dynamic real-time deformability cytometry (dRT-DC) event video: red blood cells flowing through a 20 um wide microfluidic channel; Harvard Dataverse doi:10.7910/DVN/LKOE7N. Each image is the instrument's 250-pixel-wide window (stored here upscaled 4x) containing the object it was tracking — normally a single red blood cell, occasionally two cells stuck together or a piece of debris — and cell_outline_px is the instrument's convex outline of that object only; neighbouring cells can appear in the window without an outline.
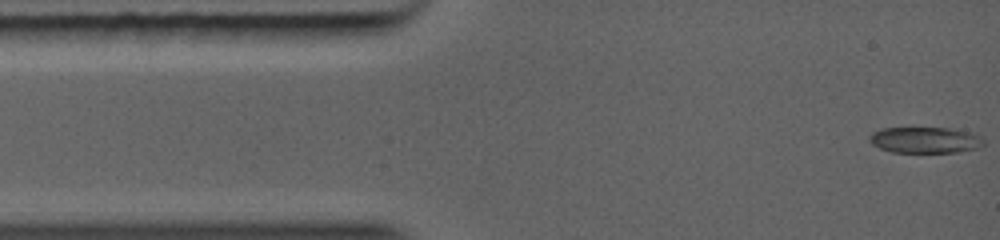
{"species": "common noctule bat (a hibernating species)", "species_latin": "Nyctalus noctula", "temperature_condition": "warm", "stored_images_in_passage": 25, "camera_frame_rate_fps": 5000, "um_per_image_px": 0.085, "animal": {"sex": "female", "body_mass_g": 19.0, "forearm_length_mm": 56.7}, "frame": {"image": 1, "passage_image": 1, "time_ms": 0.0, "image_size_px": [1000, 240], "cell_outline_px": [[984, 144], [980, 148], [956, 152], [892, 152], [880, 148], [872, 144], [868, 140], [868, 136], [872, 132], [880, 128], [948, 128], [968, 132], [984, 140]], "centroid_in_image_um": [78.58, 11.9], "position_along_channel_um": 6.4, "area_um2": 17.28}}
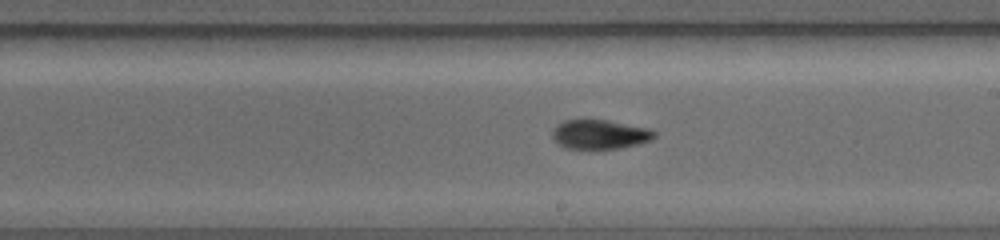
{"frame": {"image": 2, "passage_image": 16, "time_ms": 6.2, "image_size_px": [1000, 240], "cell_outline_px": [[656, 136], [652, 140], [620, 148], [564, 148], [556, 144], [552, 136], [552, 128], [556, 124], [564, 120], [608, 120], [652, 128], [656, 132]], "centroid_in_image_um": [50.98, 11.41], "position_along_channel_um": 238.0, "area_um2": 17.63}}
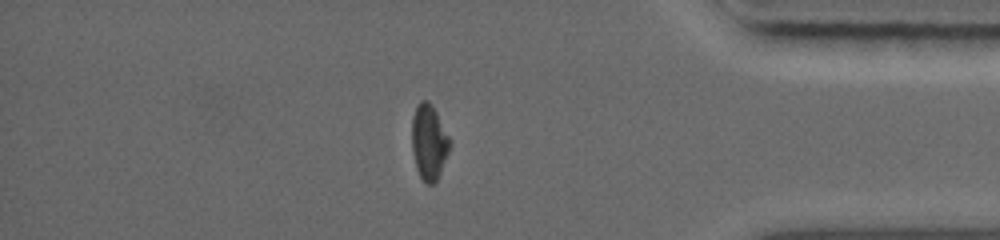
{"frame": {"image": 3, "passage_image": 25, "time_ms": 10.0, "image_size_px": [1000, 240], "cell_outline_px": [[448, 152], [440, 172], [436, 180], [432, 184], [428, 184], [420, 176], [416, 168], [412, 152], [412, 116], [420, 100], [428, 100], [432, 104], [448, 136]], "centroid_in_image_um": [36.42, 12.05], "position_along_channel_um": 398.8, "area_um2": 16.18}}